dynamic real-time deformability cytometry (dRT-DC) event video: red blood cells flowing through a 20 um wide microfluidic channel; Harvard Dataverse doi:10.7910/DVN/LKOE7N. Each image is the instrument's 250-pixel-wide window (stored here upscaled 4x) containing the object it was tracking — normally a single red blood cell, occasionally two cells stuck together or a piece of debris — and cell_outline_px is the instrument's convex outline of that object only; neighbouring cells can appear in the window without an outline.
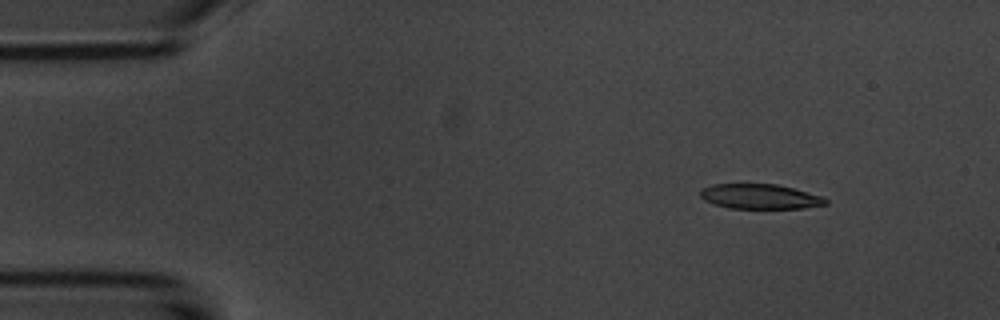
{"species": "common noctule bat (a hibernating species)", "species_latin": "Nyctalus noctula", "temperature_condition": "room temperature", "stored_images_in_passage": 6, "camera_frame_rate_fps": 3000, "um_per_image_px": 0.085, "animal": {"sex": "male", "body_mass_g": 20.1, "forearm_length_mm": 53.5}, "frame": {"image": 1, "passage_image": 2, "time_ms": 1.0, "image_size_px": [1000, 320], "cell_outline_px": [[828, 204], [804, 208], [728, 208], [704, 200], [700, 196], [700, 188], [712, 184], [776, 184], [824, 196], [828, 200]], "centroid_in_image_um": [64.61, 16.7], "position_along_channel_um": 20.4, "area_um2": 18.21}}
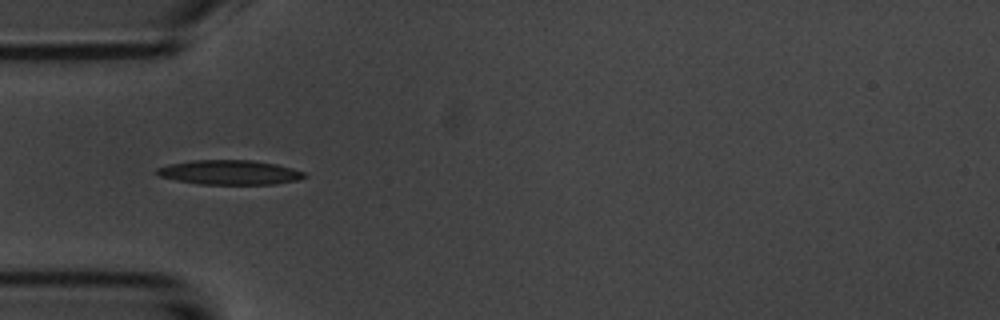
{"frame": {"image": 2, "passage_image": 4, "time_ms": 4.333, "image_size_px": [1000, 320], "cell_outline_px": [[308, 176], [296, 180], [272, 184], [200, 184], [176, 180], [160, 176], [156, 172], [156, 168], [168, 164], [192, 160], [252, 160], [276, 164], [292, 168], [304, 172]], "centroid_in_image_um": [19.5, 14.64], "position_along_channel_um": 65.5, "area_um2": 20.98}}
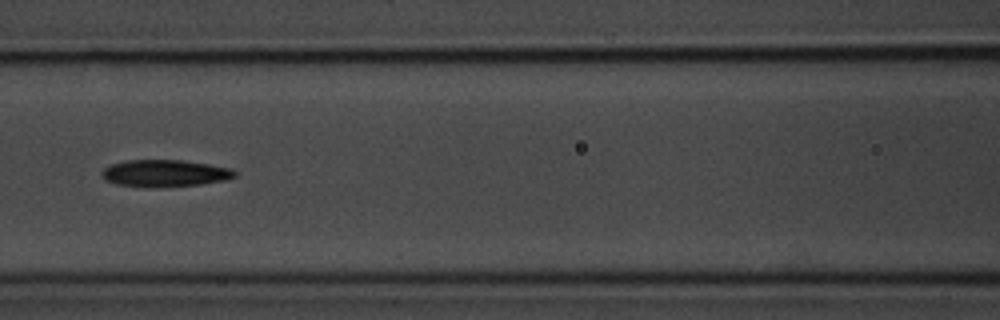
{"frame": {"image": 3, "passage_image": 6, "time_ms": 6.667, "image_size_px": [1000, 320], "cell_outline_px": [[236, 176], [224, 180], [200, 184], [116, 184], [104, 180], [100, 172], [104, 168], [112, 164], [124, 160], [180, 160], [208, 164], [232, 168], [236, 172]], "centroid_in_image_um": [14.02, 14.67], "position_along_channel_um": 152.6, "area_um2": 19.77}}